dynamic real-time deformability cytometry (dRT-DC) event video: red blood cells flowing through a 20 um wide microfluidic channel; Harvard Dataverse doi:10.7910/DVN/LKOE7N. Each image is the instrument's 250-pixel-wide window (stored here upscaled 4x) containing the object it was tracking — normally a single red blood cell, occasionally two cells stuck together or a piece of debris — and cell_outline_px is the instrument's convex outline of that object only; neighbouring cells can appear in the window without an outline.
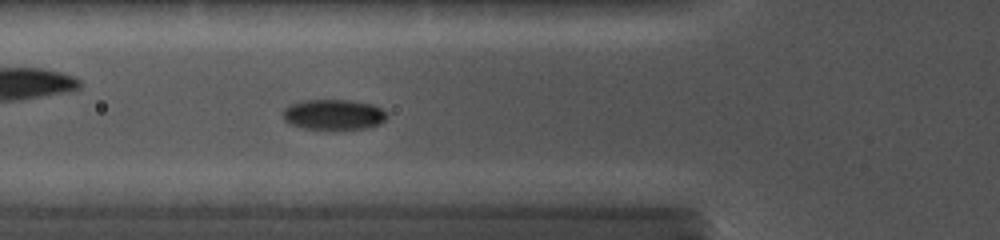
{"species": "common noctule bat (a hibernating species)", "species_latin": "Nyctalus noctula", "temperature_condition": "cold", "stored_images_in_passage": 57, "camera_frame_rate_fps": 5000, "um_per_image_px": 0.085, "animal": {"sex": "female", "body_mass_g": 19.0, "forearm_length_mm": 56.7}, "frame": {"image": 1, "passage_image": 15, "time_ms": 5.6, "image_size_px": [1000, 240], "cell_outline_px": [[388, 116], [380, 124], [368, 128], [304, 128], [288, 124], [284, 120], [280, 112], [284, 108], [300, 100], [352, 100], [372, 104], [388, 112]], "centroid_in_image_um": [28.34, 9.72], "position_along_channel_um": 97.5, "area_um2": 18.5}}
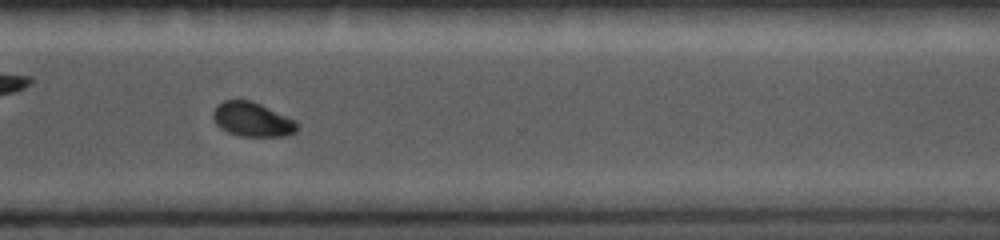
{"frame": {"image": 2, "passage_image": 44, "time_ms": 11.8, "image_size_px": [1000, 240], "cell_outline_px": [[300, 124], [296, 132], [284, 136], [240, 136], [228, 132], [220, 128], [216, 124], [212, 116], [212, 112], [224, 100], [252, 100], [296, 120]], "centroid_in_image_um": [21.48, 10.16], "position_along_channel_um": 349.1, "area_um2": 16.88}}
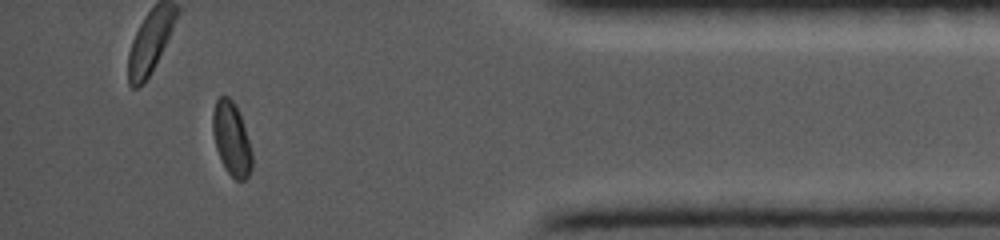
{"frame": {"image": 3, "passage_image": 52, "time_ms": 14.0, "image_size_px": [1000, 240], "cell_outline_px": [[252, 168], [248, 176], [244, 180], [236, 180], [228, 172], [216, 148], [212, 132], [212, 112], [216, 100], [220, 96], [228, 96], [232, 100], [240, 116], [252, 152]], "centroid_in_image_um": [19.66, 11.79], "position_along_channel_um": 415.5, "area_um2": 16.47}}